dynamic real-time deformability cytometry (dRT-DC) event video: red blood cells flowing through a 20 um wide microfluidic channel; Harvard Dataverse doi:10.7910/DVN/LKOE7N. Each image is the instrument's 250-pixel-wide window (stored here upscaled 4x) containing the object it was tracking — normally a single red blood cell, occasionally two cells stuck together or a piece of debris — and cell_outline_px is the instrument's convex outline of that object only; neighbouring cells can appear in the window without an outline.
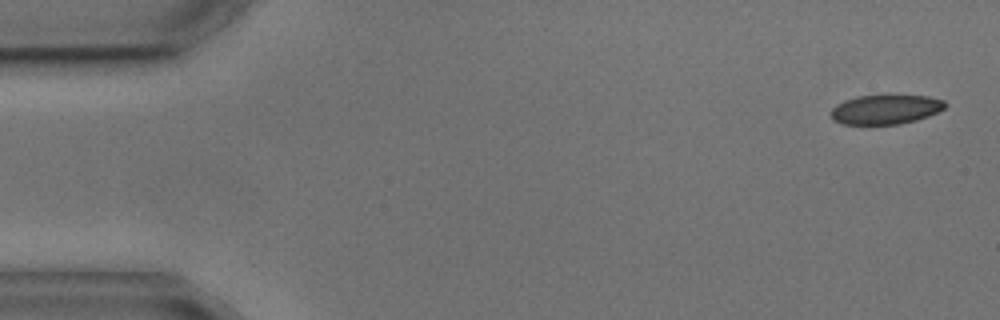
{"species": "common noctule bat (a hibernating species)", "species_latin": "Nyctalus noctula", "temperature_condition": "cold", "stored_images_in_passage": 4, "camera_frame_rate_fps": 3000, "um_per_image_px": 0.085, "animal": {"sex": "male", "body_mass_g": 17.9, "forearm_length_mm": 54.2}, "frame": {"image": 1, "passage_image": 1, "time_ms": 0.0, "image_size_px": [1000, 320], "cell_outline_px": [[948, 104], [944, 108], [928, 116], [916, 120], [900, 124], [840, 124], [832, 120], [832, 108], [836, 104], [844, 100], [856, 96], [928, 96], [944, 100]], "centroid_in_image_um": [75.26, 9.31], "position_along_channel_um": 9.7, "area_um2": 19.48}}
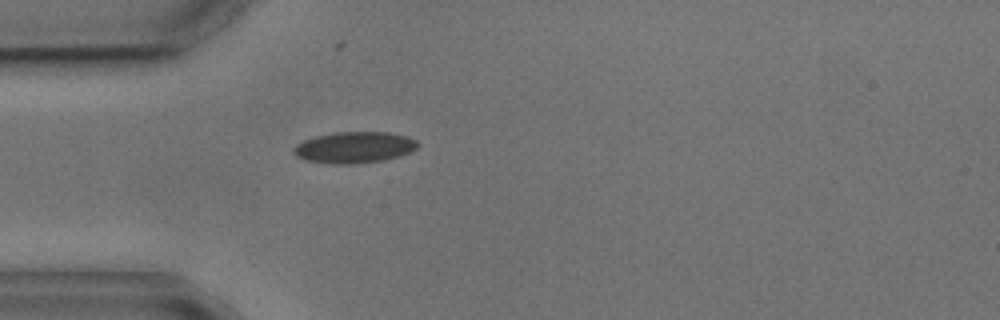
{"frame": {"image": 2, "passage_image": 4, "time_ms": 4.333, "image_size_px": [1000, 320], "cell_outline_px": [[420, 144], [416, 148], [408, 152], [396, 156], [380, 160], [352, 164], [332, 164], [304, 160], [296, 156], [292, 152], [292, 148], [296, 144], [304, 140], [316, 136], [336, 132], [388, 132], [408, 136], [416, 140]], "centroid_in_image_um": [30.07, 12.52], "position_along_channel_um": 54.9, "area_um2": 22.54}}